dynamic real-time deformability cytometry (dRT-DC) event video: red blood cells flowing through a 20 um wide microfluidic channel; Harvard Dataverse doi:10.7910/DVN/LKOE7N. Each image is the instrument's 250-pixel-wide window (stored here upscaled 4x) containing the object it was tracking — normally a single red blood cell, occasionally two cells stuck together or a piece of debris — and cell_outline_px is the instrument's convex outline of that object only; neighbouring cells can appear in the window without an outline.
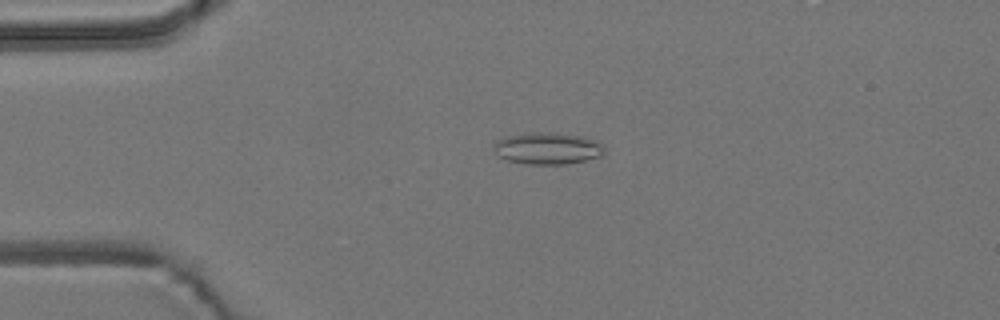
{"species": "common noctule bat (a hibernating species)", "species_latin": "Nyctalus noctula", "temperature_condition": "room temperature", "stored_images_in_passage": 2, "camera_frame_rate_fps": 3000, "um_per_image_px": 0.085, "animal": {"sex": "male", "body_mass_g": 19.2, "forearm_length_mm": 51.8}, "frame": {"image": 1, "passage_image": 1, "time_ms": 0.0, "image_size_px": [1000, 320], "cell_outline_px": [[604, 152], [600, 156], [584, 160], [564, 164], [528, 164], [508, 160], [500, 156], [492, 148], [492, 144], [496, 140], [504, 136], [524, 132], [556, 132], [584, 136], [596, 140], [604, 144]], "centroid_in_image_um": [46.52, 12.58], "position_along_channel_um": 38.5, "area_um2": 20.87}}